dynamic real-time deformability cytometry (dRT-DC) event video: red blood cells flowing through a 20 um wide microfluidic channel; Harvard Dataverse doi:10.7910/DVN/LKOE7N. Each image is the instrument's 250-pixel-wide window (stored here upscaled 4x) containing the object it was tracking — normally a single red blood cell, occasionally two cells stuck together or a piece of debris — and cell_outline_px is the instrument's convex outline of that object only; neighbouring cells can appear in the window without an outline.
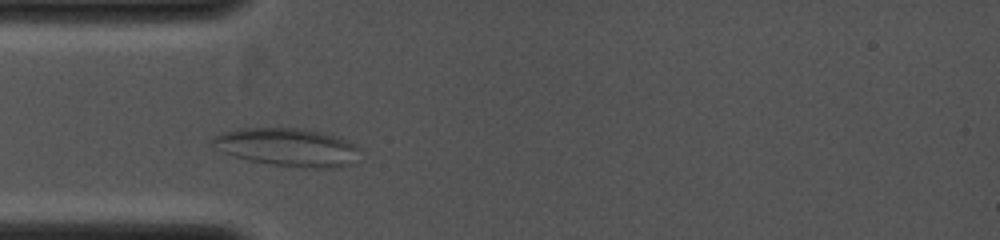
{"species": "common noctule bat (a hibernating species)", "species_latin": "Nyctalus noctula", "temperature_condition": "cold", "stored_images_in_passage": 40, "camera_frame_rate_fps": 4000, "um_per_image_px": 0.085, "animal": {"sex": "female", "body_mass_g": 19.0, "forearm_length_mm": 53.3}, "frame": {"image": 1, "passage_image": 8, "time_ms": 1.5, "image_size_px": [1000, 240], "cell_outline_px": [[360, 148], [352, 164], [336, 168], [304, 168], [276, 164], [252, 160], [232, 156], [208, 144], [220, 132], [240, 128], [300, 128], [324, 132], [356, 144]], "centroid_in_image_um": [24.44, 12.5], "position_along_channel_um": 60.6, "area_um2": 32.66}}
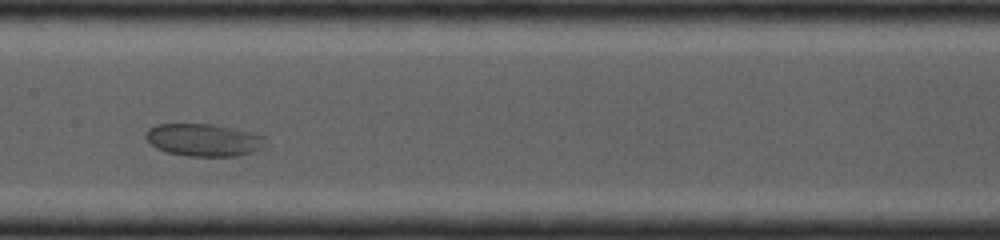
{"frame": {"image": 2, "passage_image": 23, "time_ms": 4.25, "image_size_px": [1000, 240], "cell_outline_px": [[268, 144], [252, 152], [236, 156], [188, 156], [168, 152], [156, 148], [144, 136], [148, 128], [156, 124], [212, 124], [232, 128], [264, 136]], "centroid_in_image_um": [17.3, 11.89], "position_along_channel_um": 190.1, "area_um2": 22.54}}
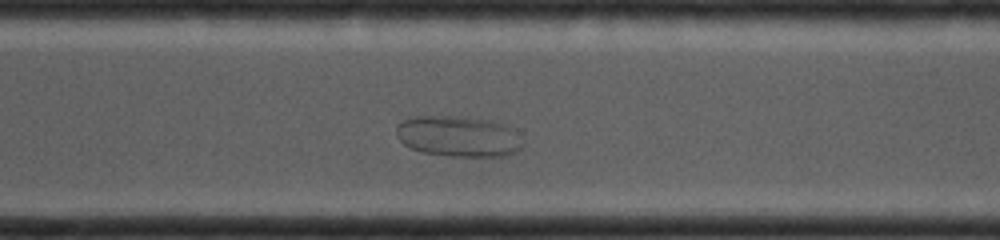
{"frame": {"image": 3, "passage_image": 37, "time_ms": 7.25, "image_size_px": [1000, 240], "cell_outline_px": [[524, 144], [516, 152], [508, 156], [448, 156], [424, 152], [412, 148], [404, 144], [400, 140], [396, 132], [396, 124], [404, 120], [416, 116], [444, 116], [484, 120], [504, 124], [512, 128], [524, 140]], "centroid_in_image_um": [38.99, 11.6], "position_along_channel_um": 331.6, "area_um2": 29.88}}